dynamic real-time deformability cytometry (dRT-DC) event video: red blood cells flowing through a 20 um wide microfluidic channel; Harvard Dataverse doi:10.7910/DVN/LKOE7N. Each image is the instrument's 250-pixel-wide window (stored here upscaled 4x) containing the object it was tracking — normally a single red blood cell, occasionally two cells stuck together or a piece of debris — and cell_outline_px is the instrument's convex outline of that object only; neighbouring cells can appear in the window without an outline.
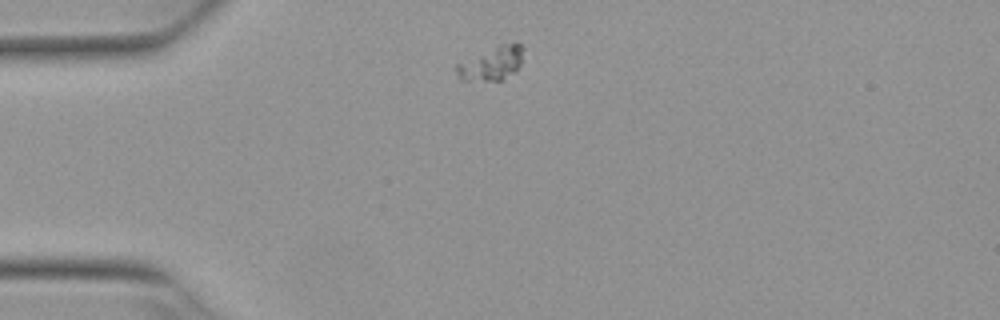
{"species": "Egyptian fruit bat (a non-hibernating species)", "species_latin": "Rousettus aegyptiacus", "temperature_condition": "warm", "stored_images_in_passage": 2, "camera_frame_rate_fps": 3000, "um_per_image_px": 0.085, "animal": {"sex": "female"}, "frame": {"image": 1, "passage_image": 1, "time_ms": 0.0, "image_size_px": [1000, 320], "cell_outline_px": [[524, 48], [520, 64], [516, 72], [500, 80], [460, 80], [456, 76], [456, 64], [500, 44], [516, 40]], "centroid_in_image_um": [41.82, 5.37], "position_along_channel_um": 43.2, "area_um2": 13.18}}